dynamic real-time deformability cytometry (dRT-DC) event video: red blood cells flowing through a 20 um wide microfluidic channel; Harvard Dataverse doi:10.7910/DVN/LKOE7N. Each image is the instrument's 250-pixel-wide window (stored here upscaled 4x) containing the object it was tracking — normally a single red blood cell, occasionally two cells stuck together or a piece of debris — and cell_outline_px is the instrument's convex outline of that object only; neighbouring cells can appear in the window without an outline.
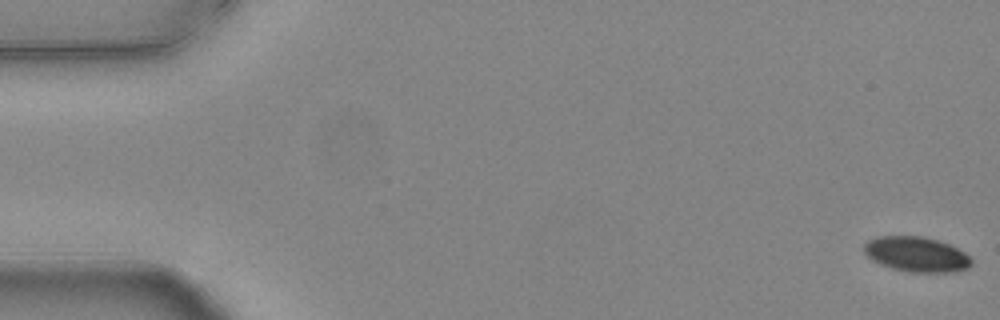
{"species": "common noctule bat (a hibernating species)", "species_latin": "Nyctalus noctula", "temperature_condition": "warm", "stored_images_in_passage": 55, "camera_frame_rate_fps": 3000, "um_per_image_px": 0.085, "animal": {"sex": "female", "body_mass_g": 24.6, "forearm_length_mm": 56.2}, "frame": {"image": 1, "passage_image": 1, "time_ms": 0.0, "image_size_px": [1000, 320], "cell_outline_px": [[972, 264], [968, 268], [956, 272], [908, 272], [892, 268], [880, 264], [872, 260], [864, 252], [864, 244], [868, 240], [880, 236], [924, 236], [948, 244], [964, 252], [972, 260]], "centroid_in_image_um": [77.9, 21.62], "position_along_channel_um": 7.1, "area_um2": 21.91}}
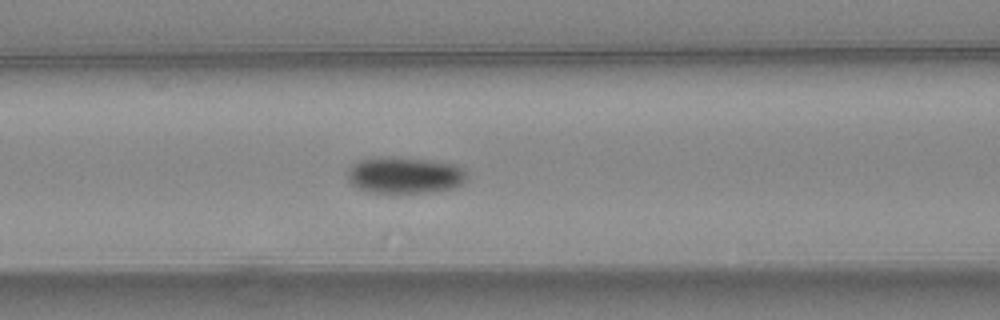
{"frame": {"image": 2, "passage_image": 23, "time_ms": 7.333, "image_size_px": [1000, 320], "cell_outline_px": [[468, 176], [464, 184], [456, 188], [440, 192], [396, 196], [372, 192], [360, 188], [352, 184], [348, 180], [348, 168], [356, 160], [376, 156], [428, 160], [456, 164], [464, 168], [468, 172]], "centroid_in_image_um": [34.46, 14.94], "position_along_channel_um": 132.1, "area_um2": 26.76}}
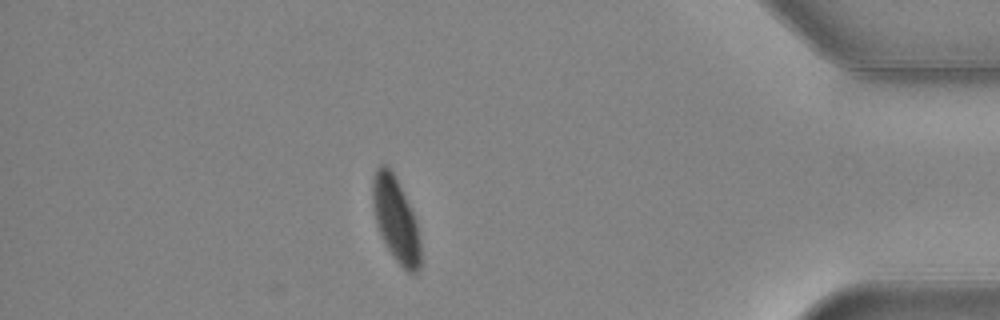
{"frame": {"image": 3, "passage_image": 48, "time_ms": 15.667, "image_size_px": [1000, 320], "cell_outline_px": [[420, 268], [416, 272], [408, 272], [396, 260], [384, 244], [376, 224], [372, 208], [372, 180], [376, 168], [380, 164], [384, 164], [392, 172], [412, 212], [416, 224], [420, 240]], "centroid_in_image_um": [33.6, 18.68], "position_along_channel_um": 401.6, "area_um2": 23.18}, "authors_computed_cell_mechanics": {"area_um2": 23.987, "velocity_mm_per_s": 3.768, "shape_relaxation_time_tau1_ms": 2.6667, "shape_relaxation_time_tau2_ms": null, "deformation_change_tau1": 0.0908, "deformation_change_tau2": null}}